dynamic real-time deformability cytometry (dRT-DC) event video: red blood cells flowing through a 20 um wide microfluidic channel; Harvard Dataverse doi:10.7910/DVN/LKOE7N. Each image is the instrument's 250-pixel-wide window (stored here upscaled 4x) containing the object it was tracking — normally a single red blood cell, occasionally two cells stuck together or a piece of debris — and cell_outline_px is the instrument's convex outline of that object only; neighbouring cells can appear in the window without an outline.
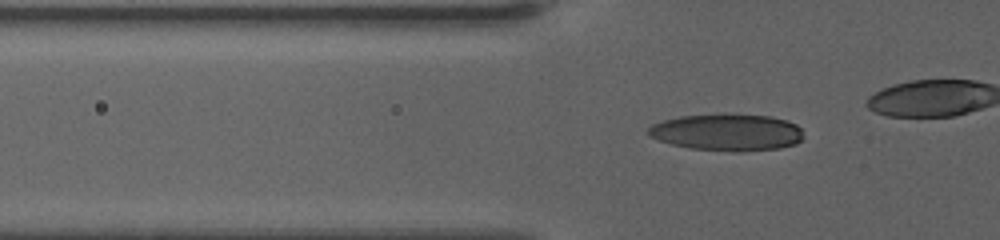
{"species": "human", "species_latin": "Homo sapiens", "temperature_condition": "warm", "stored_images_in_passage": 50, "camera_frame_rate_fps": 3000, "um_per_image_px": 0.085, "donor": {"sex": "female"}, "frame": {"image": 1, "passage_image": 22, "time_ms": 7.0, "image_size_px": [1000, 240], "cell_outline_px": [[804, 136], [796, 144], [780, 148], [740, 152], [736, 152], [688, 148], [672, 144], [648, 136], [648, 128], [652, 124], [664, 120], [680, 116], [768, 116], [788, 120], [796, 124], [800, 128]], "centroid_in_image_um": [61.83, 11.28], "position_along_channel_um": 64.0, "area_um2": 32.71}}
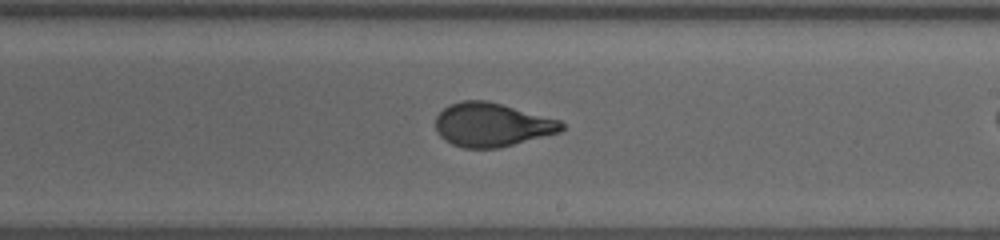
{"frame": {"image": 2, "passage_image": 38, "time_ms": 12.333, "image_size_px": [1000, 240], "cell_outline_px": [[564, 128], [560, 132], [500, 148], [464, 148], [452, 144], [444, 140], [436, 132], [436, 116], [448, 104], [464, 100], [488, 100], [560, 120], [564, 124]], "centroid_in_image_um": [41.79, 10.6], "position_along_channel_um": 247.2, "area_um2": 32.25}}
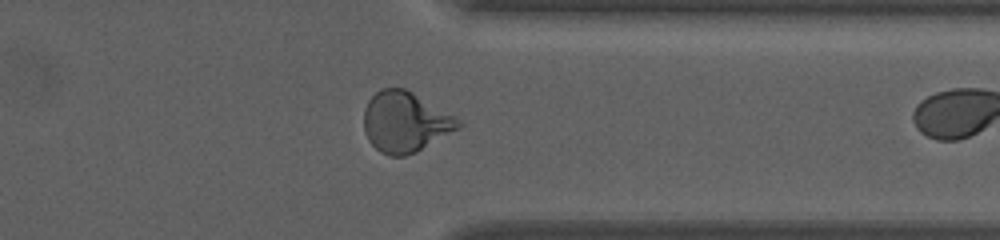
{"frame": {"image": 3, "passage_image": 49, "time_ms": 16.0, "image_size_px": [1000, 240], "cell_outline_px": [[464, 124], [460, 128], [416, 152], [404, 156], [388, 156], [380, 152], [368, 140], [364, 132], [364, 108], [368, 100], [380, 88], [404, 88], [412, 92], [452, 116]], "centroid_in_image_um": [34.39, 10.38], "position_along_channel_um": 377.0, "area_um2": 32.95}}